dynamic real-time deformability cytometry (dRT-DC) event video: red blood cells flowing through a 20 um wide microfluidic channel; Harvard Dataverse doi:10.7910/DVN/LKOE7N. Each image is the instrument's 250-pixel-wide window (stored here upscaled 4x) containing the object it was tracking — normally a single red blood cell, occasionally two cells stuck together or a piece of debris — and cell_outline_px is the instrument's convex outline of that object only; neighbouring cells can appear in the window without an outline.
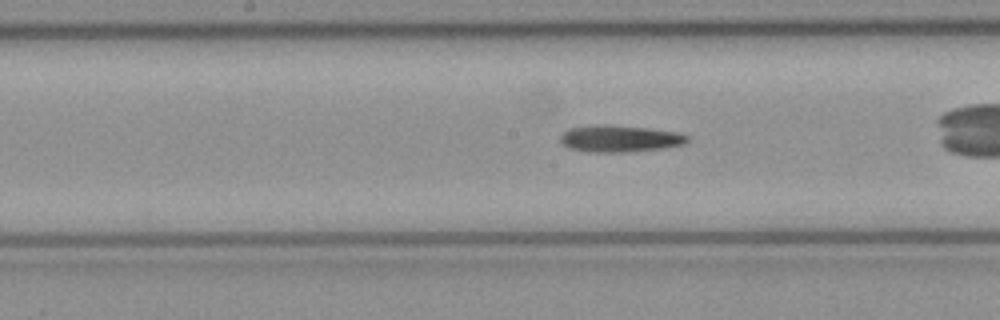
{"species": "common noctule bat (a hibernating species)", "species_latin": "Nyctalus noctula", "temperature_condition": "cold", "stored_images_in_passage": 37, "camera_frame_rate_fps": 3000, "um_per_image_px": 0.085, "animal": {"sex": "female", "body_mass_g": 21.9}, "frame": {"image": 1, "passage_image": 11, "time_ms": 3.333, "image_size_px": [1000, 320], "cell_outline_px": [[688, 140], [684, 144], [664, 148], [628, 152], [588, 152], [568, 148], [560, 140], [560, 136], [568, 128], [600, 124], [604, 124], [648, 128], [680, 132], [688, 136]], "centroid_in_image_um": [52.68, 11.78], "position_along_channel_um": 195.5, "area_um2": 19.94}, "authors_computed_cell_mechanics": {"area_um2": 18.8428, "velocity_mm_per_s": 4.0437, "shape_relaxation_time_tau1_ms": 4.485, "shape_relaxation_time_tau2_ms": null, "deformation_change_tau1": 0.1877, "deformation_change_tau2": null}}